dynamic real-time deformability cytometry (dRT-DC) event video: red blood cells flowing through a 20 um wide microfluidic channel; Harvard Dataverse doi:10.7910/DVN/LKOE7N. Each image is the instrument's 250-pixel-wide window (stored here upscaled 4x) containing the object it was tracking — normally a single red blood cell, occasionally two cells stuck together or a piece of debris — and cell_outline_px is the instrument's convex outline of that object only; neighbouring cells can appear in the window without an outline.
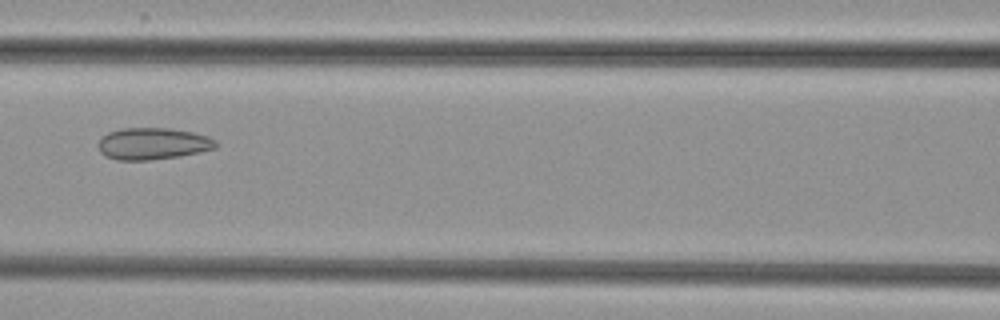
{"species": "common noctule bat (a hibernating species)", "species_latin": "Nyctalus noctula", "temperature_condition": "cold", "stored_images_in_passage": 5, "camera_frame_rate_fps": 3000, "um_per_image_px": 0.085, "animal": {"sex": "female", "body_mass_g": 29.2, "forearm_length_mm": 56.3}, "frame": {"image": 1, "passage_image": 5, "time_ms": 4.333, "image_size_px": [1000, 320], "cell_outline_px": [[220, 144], [216, 148], [200, 152], [180, 156], [152, 160], [116, 160], [104, 156], [100, 152], [96, 144], [108, 132], [120, 128], [172, 128], [192, 132], [208, 136], [216, 140]], "centroid_in_image_um": [13.0, 12.21], "position_along_channel_um": 153.6, "area_um2": 22.14}}